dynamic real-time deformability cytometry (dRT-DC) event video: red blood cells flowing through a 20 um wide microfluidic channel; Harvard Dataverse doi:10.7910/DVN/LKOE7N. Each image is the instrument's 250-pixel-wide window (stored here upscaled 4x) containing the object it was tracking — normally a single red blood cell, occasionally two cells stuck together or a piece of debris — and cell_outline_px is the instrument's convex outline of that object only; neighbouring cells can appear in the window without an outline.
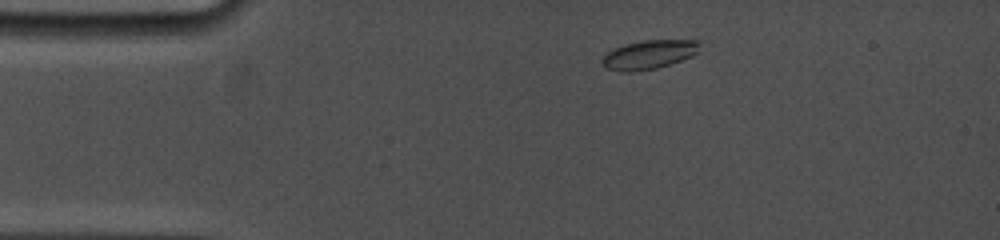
{"species": "common noctule bat (a hibernating species)", "species_latin": "Nyctalus noctula", "temperature_condition": "cold", "stored_images_in_passage": 33, "camera_frame_rate_fps": 5000, "um_per_image_px": 0.085, "animal": {"sex": "female", "body_mass_g": 19.0, "forearm_length_mm": 53.3}, "frame": {"image": 1, "passage_image": 2, "time_ms": 0.8, "image_size_px": [1000, 240], "cell_outline_px": [[700, 52], [692, 56], [656, 68], [632, 72], [620, 72], [604, 68], [600, 60], [608, 52], [624, 44], [644, 40], [700, 40]], "centroid_in_image_um": [55.16, 4.64], "position_along_channel_um": 29.8, "area_um2": 16.53}}
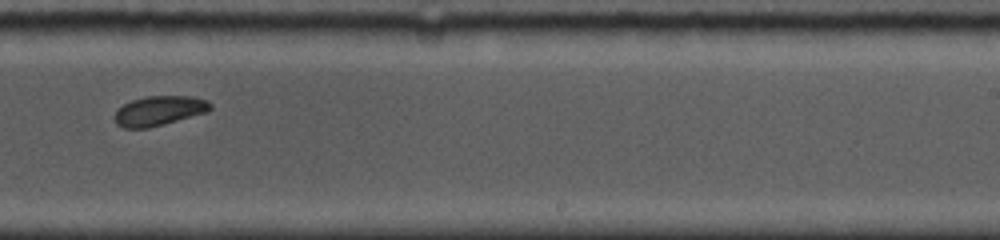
{"frame": {"image": 2, "passage_image": 21, "time_ms": 8.6, "image_size_px": [1000, 240], "cell_outline_px": [[212, 108], [208, 112], [164, 124], [148, 128], [124, 128], [116, 124], [112, 116], [124, 104], [132, 100], [148, 96], [192, 96], [208, 100], [212, 104]], "centroid_in_image_um": [13.55, 9.41], "position_along_channel_um": 275.5, "area_um2": 16.65}}
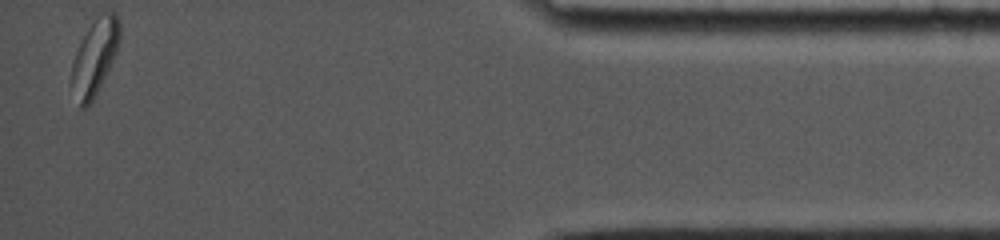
{"frame": {"image": 3, "passage_image": 33, "time_ms": 14.0, "image_size_px": [1000, 240], "cell_outline_px": [[120, 40], [116, 52], [92, 100], [84, 108], [80, 108], [72, 80], [72, 64], [76, 52], [88, 28], [96, 16], [100, 12], [112, 12], [116, 16], [120, 24]], "centroid_in_image_um": [8.08, 4.77], "position_along_channel_um": 427.1, "area_um2": 20.23}, "authors_computed_cell_mechanics": {"area_um2": 16.9932, "velocity_mm_per_s": 3.771, "shape_relaxation_time_tau1_ms": 2.7588, "shape_relaxation_time_tau2_ms": 10.3558, "deformation_change_tau1": 0.1035, "deformation_change_tau2": 0.1077}}